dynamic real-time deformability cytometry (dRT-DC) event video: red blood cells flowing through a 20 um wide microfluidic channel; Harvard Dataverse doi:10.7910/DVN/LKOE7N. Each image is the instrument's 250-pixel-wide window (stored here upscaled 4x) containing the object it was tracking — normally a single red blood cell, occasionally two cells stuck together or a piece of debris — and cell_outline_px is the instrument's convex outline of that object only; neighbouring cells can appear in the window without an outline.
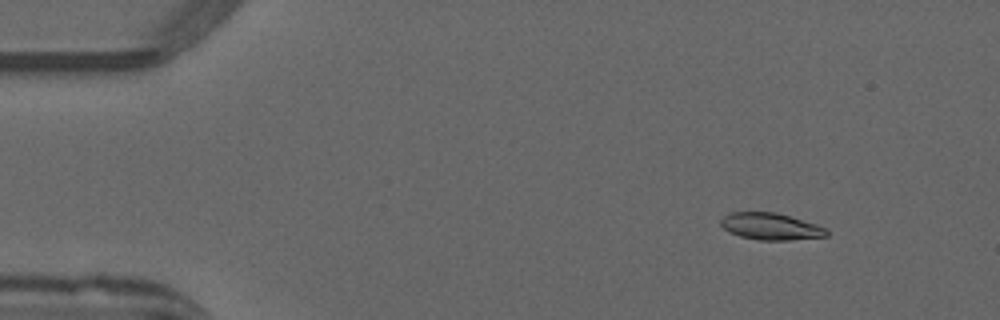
{"species": "common noctule bat (a hibernating species)", "species_latin": "Nyctalus noctula", "temperature_condition": "warm", "stored_images_in_passage": 47, "camera_frame_rate_fps": 3000, "um_per_image_px": 0.085, "animal": {"sex": "male", "forearm_length_mm": 52.5}, "frame": {"image": 1, "passage_image": 2, "time_ms": 0.333, "image_size_px": [1000, 320], "cell_outline_px": [[828, 236], [792, 240], [756, 240], [740, 236], [728, 232], [720, 224], [720, 220], [724, 216], [732, 212], [776, 212], [816, 224], [828, 228]], "centroid_in_image_um": [65.52, 19.25], "position_along_channel_um": 19.5, "area_um2": 16.65}}
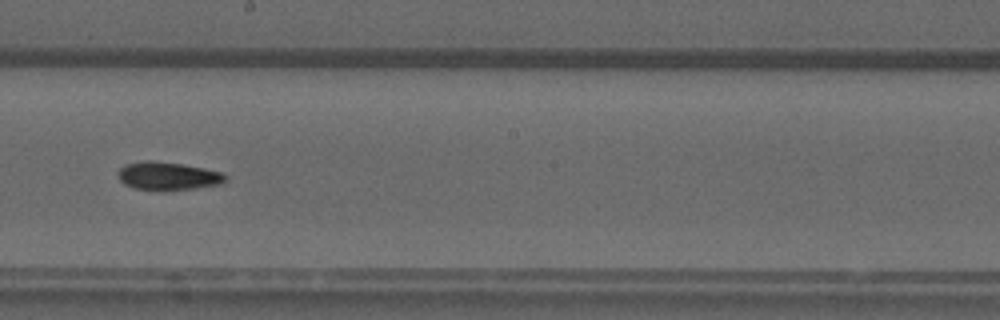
{"frame": {"image": 2, "passage_image": 25, "time_ms": 8.0, "image_size_px": [1000, 320], "cell_outline_px": [[228, 176], [220, 184], [196, 188], [132, 188], [124, 184], [120, 180], [120, 168], [124, 164], [144, 160], [152, 160], [180, 164], [204, 168], [224, 172]], "centroid_in_image_um": [14.29, 14.92], "position_along_channel_um": 233.9, "area_um2": 16.99}}
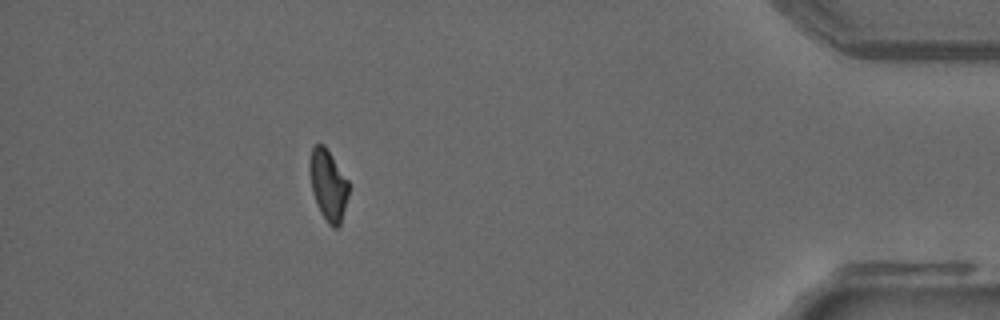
{"frame": {"image": 3, "passage_image": 42, "time_ms": 13.667, "image_size_px": [1000, 320], "cell_outline_px": [[348, 196], [340, 224], [336, 228], [332, 228], [328, 224], [320, 212], [316, 204], [312, 192], [308, 172], [308, 164], [312, 148], [316, 144], [324, 144], [348, 180]], "centroid_in_image_um": [27.86, 15.72], "position_along_channel_um": 407.3, "area_um2": 16.24}, "authors_computed_cell_mechanics": {"area_um2": 16.9932, "velocity_mm_per_s": 4.0068, "shape_relaxation_time_tau1_ms": 9.1396, "shape_relaxation_time_tau2_ms": 7.8769, "deformation_change_tau1": 0.2126, "deformation_change_tau2": 0.1455}}